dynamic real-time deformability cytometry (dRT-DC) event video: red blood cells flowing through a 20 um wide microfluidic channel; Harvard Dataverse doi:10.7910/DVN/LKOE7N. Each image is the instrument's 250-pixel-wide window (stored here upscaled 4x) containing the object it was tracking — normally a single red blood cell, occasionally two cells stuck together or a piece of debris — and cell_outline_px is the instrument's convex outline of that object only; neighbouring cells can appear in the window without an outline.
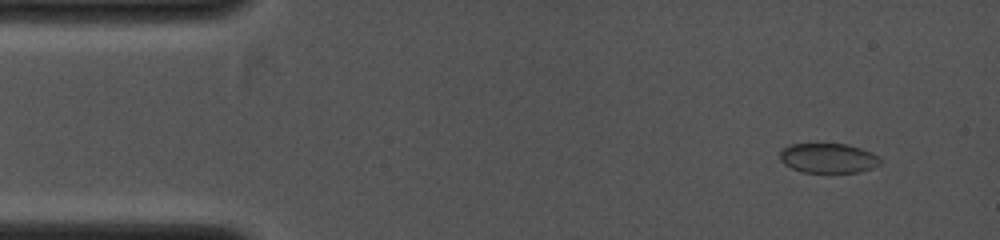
{"species": "common noctule bat (a hibernating species)", "species_latin": "Nyctalus noctula", "temperature_condition": "cold", "stored_images_in_passage": 3, "camera_frame_rate_fps": 4000, "um_per_image_px": 0.085, "animal": {"sex": "female", "body_mass_g": 19.0, "forearm_length_mm": 53.3}, "frame": {"image": 1, "passage_image": 1, "time_ms": 0.0, "image_size_px": [1000, 240], "cell_outline_px": [[880, 164], [872, 168], [860, 172], [800, 172], [784, 164], [780, 160], [780, 152], [788, 144], [848, 144], [872, 152], [880, 160]], "centroid_in_image_um": [70.38, 13.44], "position_along_channel_um": 14.6, "area_um2": 17.34}}
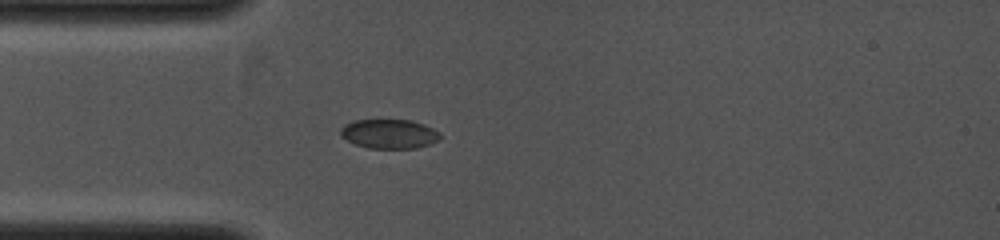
{"frame": {"image": 2, "passage_image": 3, "time_ms": 2.25, "image_size_px": [1000, 240], "cell_outline_px": [[440, 140], [416, 148], [368, 148], [356, 144], [340, 136], [340, 128], [344, 124], [352, 120], [380, 116], [412, 120], [424, 124], [432, 128], [440, 136]], "centroid_in_image_um": [33.01, 11.31], "position_along_channel_um": 52.0, "area_um2": 17.8}}